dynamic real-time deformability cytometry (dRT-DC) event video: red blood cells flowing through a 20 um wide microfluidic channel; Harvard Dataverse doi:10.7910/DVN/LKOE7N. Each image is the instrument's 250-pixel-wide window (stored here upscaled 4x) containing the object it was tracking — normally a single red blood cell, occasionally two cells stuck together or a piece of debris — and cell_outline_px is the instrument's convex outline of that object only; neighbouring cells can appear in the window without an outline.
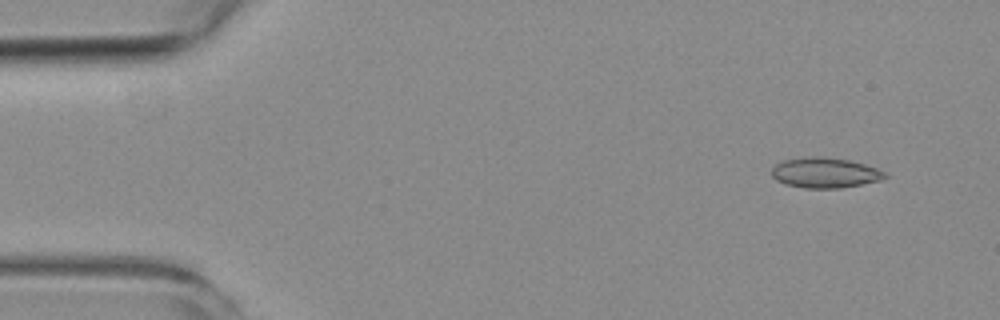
{"species": "common noctule bat (a hibernating species)", "species_latin": "Nyctalus noctula", "temperature_condition": "room temperature", "stored_images_in_passage": 4, "camera_frame_rate_fps": 3000, "um_per_image_px": 0.085, "animal": {"sex": "female", "body_mass_g": 19.3, "forearm_length_mm": 54.1}, "frame": {"image": 1, "passage_image": 1, "time_ms": 0.0, "image_size_px": [1000, 320], "cell_outline_px": [[888, 176], [880, 180], [840, 188], [804, 188], [784, 184], [776, 180], [772, 176], [772, 168], [776, 164], [784, 160], [804, 156], [820, 156], [848, 160], [864, 164], [888, 172]], "centroid_in_image_um": [70.11, 14.68], "position_along_channel_um": 14.9, "area_um2": 20.06}}
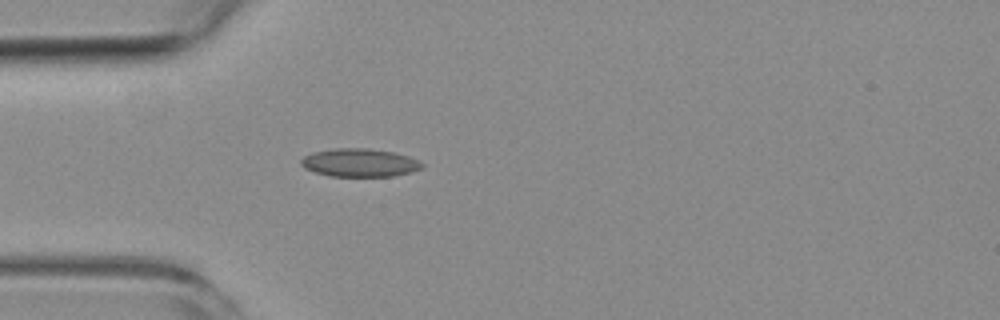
{"frame": {"image": 2, "passage_image": 4, "time_ms": 3.667, "image_size_px": [1000, 320], "cell_outline_px": [[424, 168], [412, 172], [392, 176], [328, 176], [304, 168], [300, 164], [300, 160], [304, 156], [312, 152], [332, 148], [368, 148], [396, 152], [408, 156], [424, 164]], "centroid_in_image_um": [30.56, 13.82], "position_along_channel_um": 54.4, "area_um2": 20.06}}